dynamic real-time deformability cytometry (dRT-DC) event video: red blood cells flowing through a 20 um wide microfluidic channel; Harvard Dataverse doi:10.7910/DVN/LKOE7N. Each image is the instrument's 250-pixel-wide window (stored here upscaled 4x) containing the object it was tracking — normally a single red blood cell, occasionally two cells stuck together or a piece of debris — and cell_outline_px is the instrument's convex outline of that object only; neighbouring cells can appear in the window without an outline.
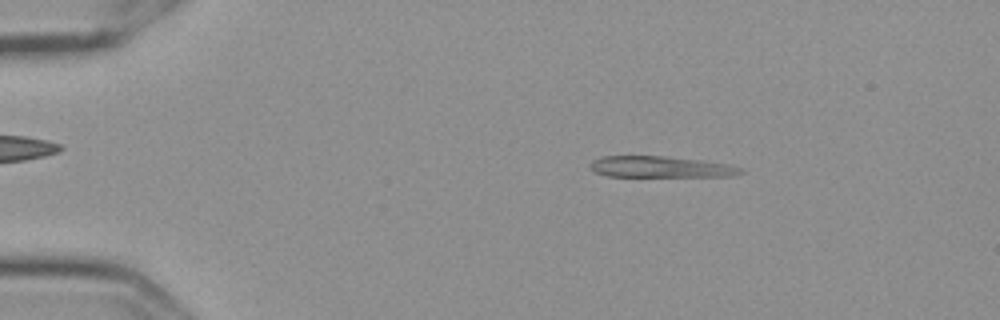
{"species": "Egyptian fruit bat (a non-hibernating species)", "species_latin": "Rousettus aegyptiacus", "temperature_condition": "cold", "stored_images_in_passage": 55, "camera_frame_rate_fps": 3000, "um_per_image_px": 0.085, "frame": {"image": 1, "passage_image": 9, "time_ms": 2.667, "image_size_px": [1000, 320], "cell_outline_px": [[744, 172], [736, 176], [608, 176], [592, 172], [588, 168], [588, 164], [592, 160], [600, 156], [664, 156], [728, 164], [744, 168]], "centroid_in_image_um": [56.09, 14.19], "position_along_channel_um": 28.9, "area_um2": 18.73}}
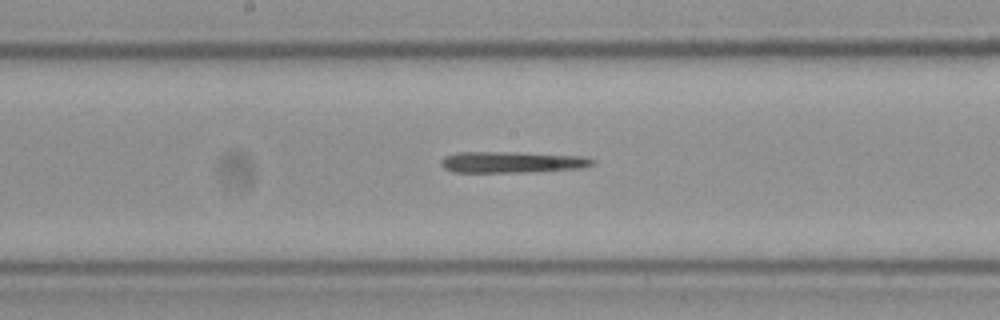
{"frame": {"image": 2, "passage_image": 29, "time_ms": 9.333, "image_size_px": [1000, 320], "cell_outline_px": [[596, 164], [580, 168], [520, 172], [452, 172], [444, 168], [440, 164], [440, 160], [444, 156], [456, 152], [516, 152], [584, 156], [596, 160]], "centroid_in_image_um": [43.49, 13.77], "position_along_channel_um": 204.7, "area_um2": 18.84}}
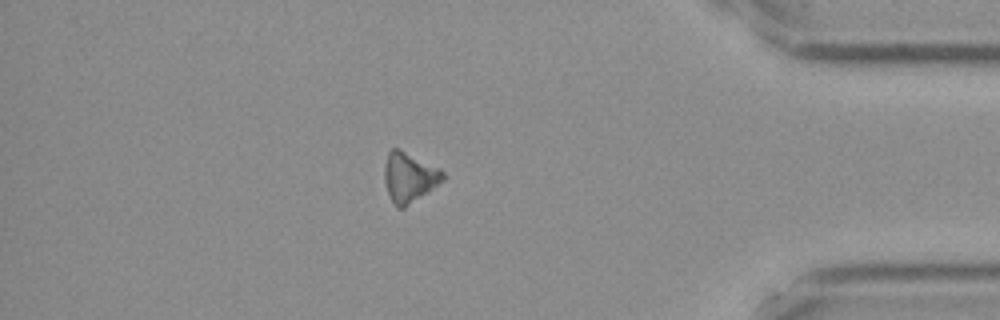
{"frame": {"image": 3, "passage_image": 48, "time_ms": 15.667, "image_size_px": [1000, 320], "cell_outline_px": [[444, 180], [428, 192], [404, 208], [396, 208], [388, 192], [384, 180], [384, 164], [388, 152], [392, 148], [400, 148], [440, 168], [444, 172]], "centroid_in_image_um": [34.78, 15.05], "position_along_channel_um": 400.4, "area_um2": 17.11}, "authors_computed_cell_mechanics": {"area_um2": 18.785, "velocity_mm_per_s": 3.6053, "shape_relaxation_time_tau1_ms": 2.3092, "shape_relaxation_time_tau2_ms": null, "deformation_change_tau1": 0.1056, "deformation_change_tau2": null}}